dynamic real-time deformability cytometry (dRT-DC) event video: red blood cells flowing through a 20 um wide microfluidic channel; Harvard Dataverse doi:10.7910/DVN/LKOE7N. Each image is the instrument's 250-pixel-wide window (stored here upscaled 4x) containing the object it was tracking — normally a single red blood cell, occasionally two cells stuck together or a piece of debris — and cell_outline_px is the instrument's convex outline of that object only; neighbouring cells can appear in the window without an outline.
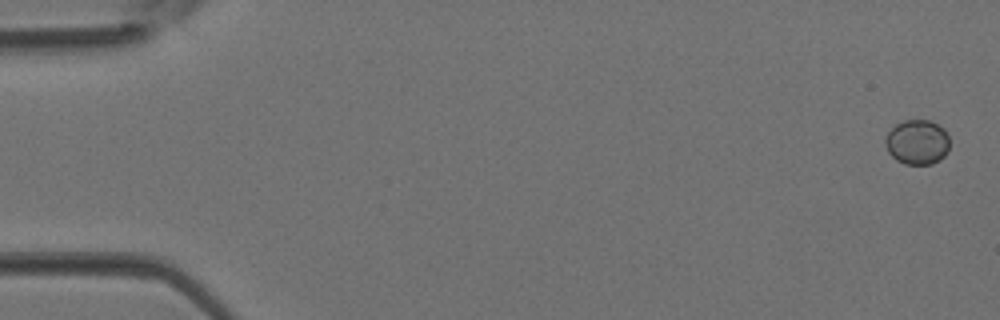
{"species": "Egyptian fruit bat (a non-hibernating species)", "species_latin": "Rousettus aegyptiacus", "temperature_condition": "room temperature", "stored_images_in_passage": 4, "camera_frame_rate_fps": 3000, "um_per_image_px": 0.085, "animal": {"sex": "female"}, "frame": {"image": 1, "passage_image": 1, "time_ms": 0.0, "image_size_px": [1000, 320], "cell_outline_px": [[948, 152], [940, 160], [932, 164], [904, 164], [896, 160], [888, 152], [884, 144], [884, 140], [888, 132], [896, 124], [904, 120], [928, 120], [944, 128], [948, 136]], "centroid_in_image_um": [77.95, 12.09], "position_along_channel_um": 7.0, "area_um2": 16.88}}